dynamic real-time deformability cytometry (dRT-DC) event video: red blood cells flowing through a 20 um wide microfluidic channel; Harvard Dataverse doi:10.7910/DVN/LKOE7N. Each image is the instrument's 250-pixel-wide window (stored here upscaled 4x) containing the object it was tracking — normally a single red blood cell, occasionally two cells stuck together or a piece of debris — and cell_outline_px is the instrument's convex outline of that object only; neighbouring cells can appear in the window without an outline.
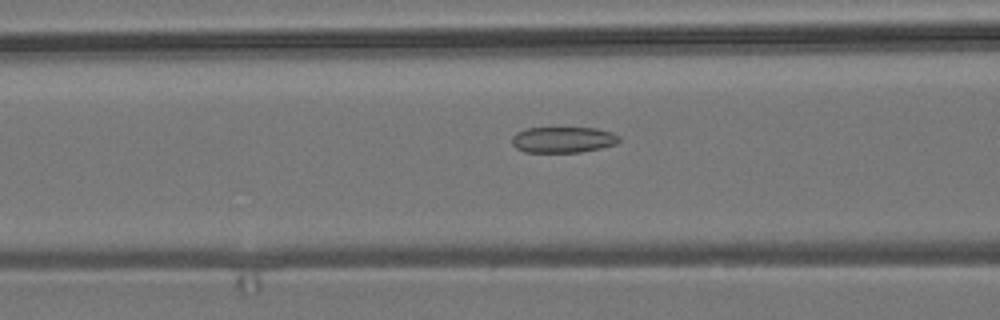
{"species": "common noctule bat (a hibernating species)", "species_latin": "Nyctalus noctula", "temperature_condition": "room temperature", "stored_images_in_passage": 47, "camera_frame_rate_fps": 3000, "um_per_image_px": 0.085, "animal": {"sex": "male", "body_mass_g": 19.2, "forearm_length_mm": 51.8}, "frame": {"image": 1, "passage_image": 14, "time_ms": 4.333, "image_size_px": [1000, 320], "cell_outline_px": [[620, 140], [616, 144], [600, 148], [580, 152], [524, 152], [516, 148], [512, 144], [512, 136], [516, 132], [528, 128], [596, 128], [612, 132], [620, 136]], "centroid_in_image_um": [47.86, 11.87], "position_along_channel_um": 118.7, "area_um2": 16.24}}
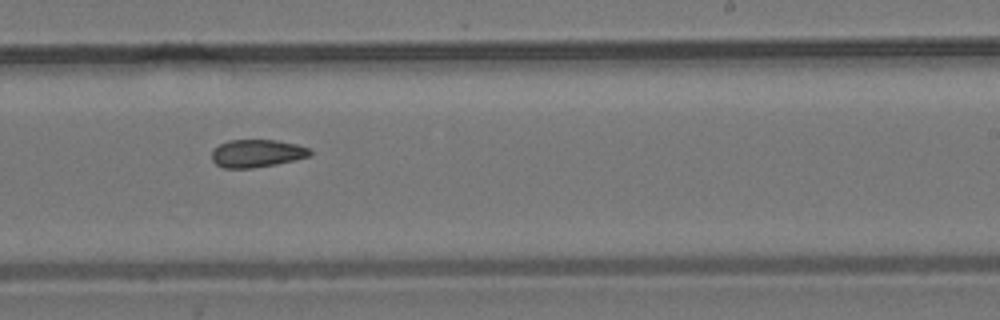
{"frame": {"image": 2, "passage_image": 26, "time_ms": 8.333, "image_size_px": [1000, 320], "cell_outline_px": [[312, 156], [296, 160], [276, 164], [252, 168], [224, 168], [216, 164], [212, 160], [212, 148], [228, 140], [276, 140], [296, 144], [312, 148]], "centroid_in_image_um": [21.87, 13.03], "position_along_channel_um": 267.1, "area_um2": 16.13}}
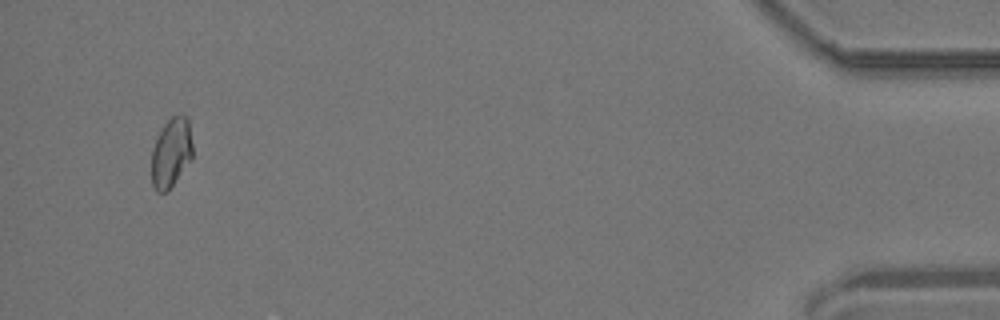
{"frame": {"image": 3, "passage_image": 45, "time_ms": 14.667, "image_size_px": [1000, 320], "cell_outline_px": [[192, 160], [168, 192], [156, 192], [152, 184], [152, 148], [164, 124], [172, 116], [180, 112], [188, 120], [192, 144]], "centroid_in_image_um": [14.56, 13.0], "position_along_channel_um": 420.6, "area_um2": 16.76}, "authors_computed_cell_mechanics": {"area_um2": 16.7042, "velocity_mm_per_s": 3.7132, "shape_relaxation_time_tau1_ms": null, "shape_relaxation_time_tau2_ms": 4.08, "deformation_change_tau1": null, "deformation_change_tau2": 0.0792}}